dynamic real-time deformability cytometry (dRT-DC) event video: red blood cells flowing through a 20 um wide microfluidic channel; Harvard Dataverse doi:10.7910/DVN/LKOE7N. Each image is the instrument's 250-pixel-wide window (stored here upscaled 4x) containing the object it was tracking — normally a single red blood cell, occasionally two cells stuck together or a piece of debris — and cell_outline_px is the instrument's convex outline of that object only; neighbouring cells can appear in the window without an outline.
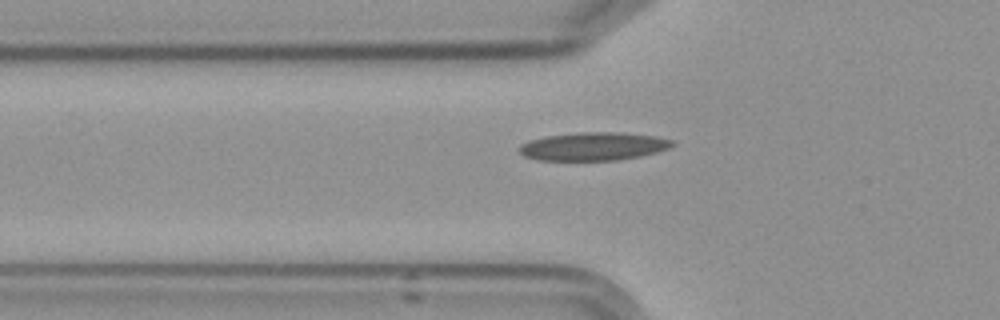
{"species": "Egyptian fruit bat (a non-hibernating species)", "species_latin": "Rousettus aegyptiacus", "temperature_condition": "cold", "stored_images_in_passage": 8, "camera_frame_rate_fps": 3000, "um_per_image_px": 0.085, "frame": {"image": 1, "passage_image": 5, "time_ms": 5.667, "image_size_px": [1000, 320], "cell_outline_px": [[676, 144], [668, 148], [656, 152], [640, 156], [620, 160], [540, 160], [524, 156], [520, 152], [520, 144], [528, 140], [544, 136], [580, 132], [624, 132], [656, 136], [672, 140]], "centroid_in_image_um": [50.45, 12.43], "position_along_channel_um": 75.4, "area_um2": 25.26}}
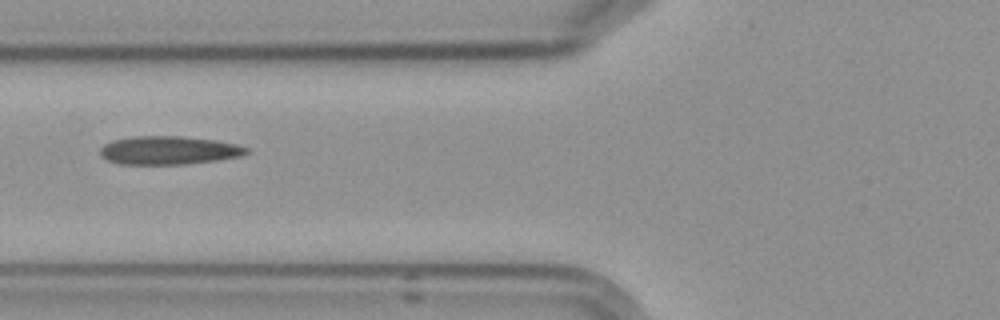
{"frame": {"image": 2, "passage_image": 6, "time_ms": 6.667, "image_size_px": [1000, 320], "cell_outline_px": [[248, 152], [240, 156], [216, 160], [184, 164], [120, 164], [108, 160], [100, 156], [100, 148], [104, 144], [112, 140], [132, 136], [180, 136], [216, 140], [236, 144], [248, 148]], "centroid_in_image_um": [14.3, 12.77], "position_along_channel_um": 111.5, "area_um2": 24.16}}
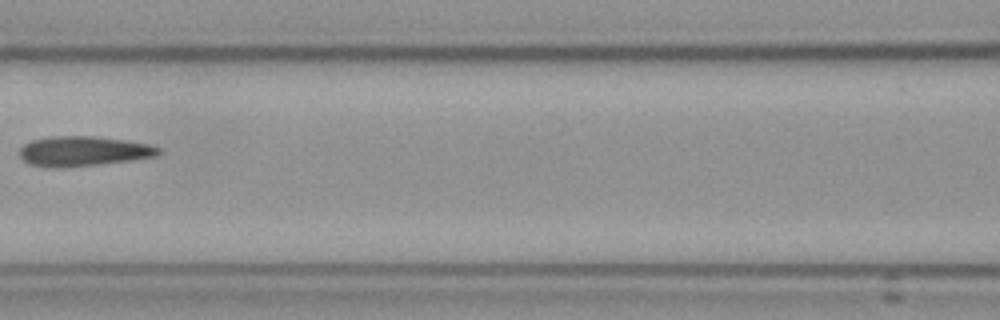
{"frame": {"image": 3, "passage_image": 7, "time_ms": 8.0, "image_size_px": [1000, 320], "cell_outline_px": [[160, 152], [156, 156], [128, 160], [96, 164], [56, 168], [48, 168], [28, 164], [20, 156], [20, 148], [24, 144], [32, 140], [48, 136], [96, 136], [124, 140], [148, 144], [160, 148]], "centroid_in_image_um": [7.02, 12.84], "position_along_channel_um": 159.6, "area_um2": 24.04}}